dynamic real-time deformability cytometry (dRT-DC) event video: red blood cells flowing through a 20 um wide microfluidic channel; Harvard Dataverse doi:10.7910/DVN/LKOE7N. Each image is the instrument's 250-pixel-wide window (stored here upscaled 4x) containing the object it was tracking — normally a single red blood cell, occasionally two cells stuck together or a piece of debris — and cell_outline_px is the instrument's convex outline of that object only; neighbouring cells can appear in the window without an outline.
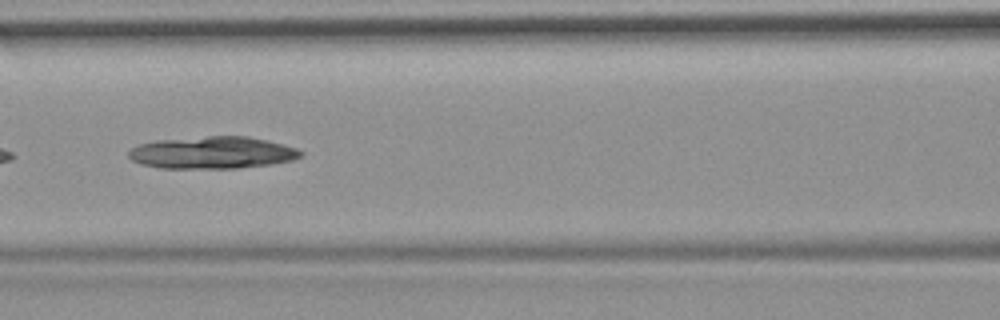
{"species": "common noctule bat (a hibernating species)", "species_latin": "Nyctalus noctula", "temperature_condition": "room temperature", "stored_images_in_passage": 9, "camera_frame_rate_fps": 3000, "um_per_image_px": 0.085, "animal": {"sex": "female", "body_mass_g": 19.9}, "frame": {"image": 1, "passage_image": 7, "time_ms": 2.0, "image_size_px": [1000, 320], "cell_outline_px": [[304, 152], [300, 156], [292, 160], [268, 164], [236, 168], [160, 168], [140, 164], [132, 160], [128, 156], [128, 152], [132, 148], [140, 144], [156, 140], [208, 136], [248, 136], [268, 140], [296, 148]], "centroid_in_image_um": [18.03, 12.97], "position_along_channel_um": 148.6, "area_um2": 32.14}}
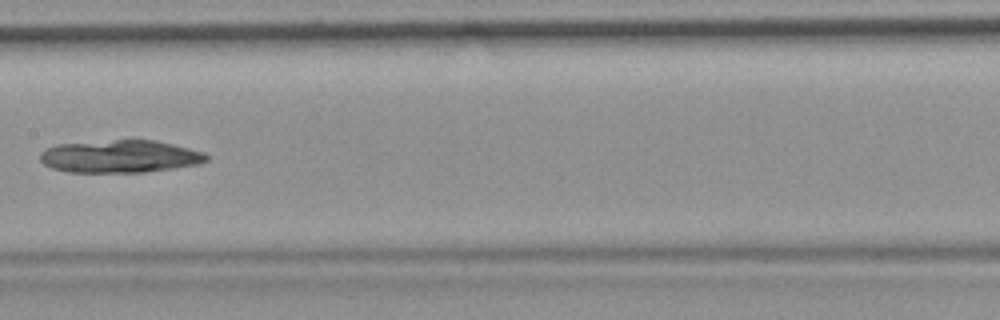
{"frame": {"image": 2, "passage_image": 8, "time_ms": 2.333, "image_size_px": [1000, 320], "cell_outline_px": [[208, 160], [200, 164], [176, 168], [144, 172], [68, 172], [52, 168], [44, 164], [40, 160], [40, 152], [56, 144], [116, 140], [156, 140], [204, 152], [208, 156]], "centroid_in_image_um": [10.21, 13.3], "position_along_channel_um": 197.2, "area_um2": 31.62}}